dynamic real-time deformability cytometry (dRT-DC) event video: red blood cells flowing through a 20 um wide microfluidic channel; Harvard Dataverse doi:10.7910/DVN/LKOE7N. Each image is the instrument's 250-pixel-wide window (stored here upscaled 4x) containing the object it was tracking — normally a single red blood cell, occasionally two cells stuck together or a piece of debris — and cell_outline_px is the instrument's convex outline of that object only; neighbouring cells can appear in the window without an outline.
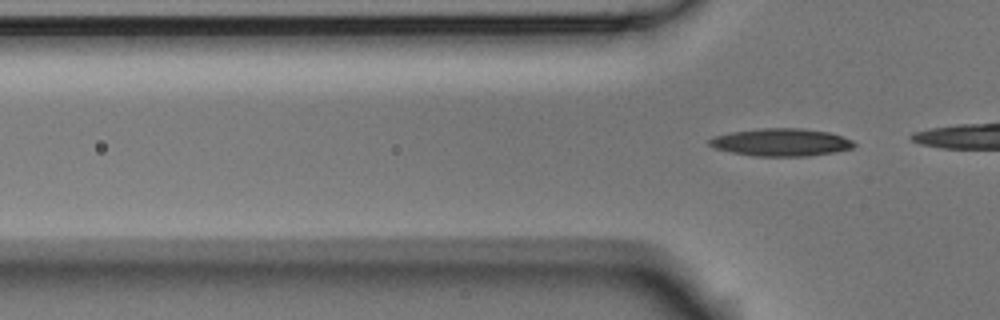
{"species": "Egyptian fruit bat (a non-hibernating species)", "species_latin": "Rousettus aegyptiacus", "temperature_condition": "room temperature", "stored_images_in_passage": 3, "segment_of_instrument_passage": [2, 2], "camera_frame_rate_fps": 3000, "um_per_image_px": 0.085, "animal": {"sex": "male"}, "frame": {"image": 1, "passage_image": 3, "time_ms": 0.667, "image_size_px": [1000, 320], "cell_outline_px": [[856, 144], [852, 148], [836, 152], [808, 156], [756, 156], [732, 152], [712, 148], [708, 144], [708, 140], [712, 136], [732, 132], [764, 128], [800, 128], [828, 132], [852, 140]], "centroid_in_image_um": [66.36, 12.1], "position_along_channel_um": 59.4, "area_um2": 23.24}}